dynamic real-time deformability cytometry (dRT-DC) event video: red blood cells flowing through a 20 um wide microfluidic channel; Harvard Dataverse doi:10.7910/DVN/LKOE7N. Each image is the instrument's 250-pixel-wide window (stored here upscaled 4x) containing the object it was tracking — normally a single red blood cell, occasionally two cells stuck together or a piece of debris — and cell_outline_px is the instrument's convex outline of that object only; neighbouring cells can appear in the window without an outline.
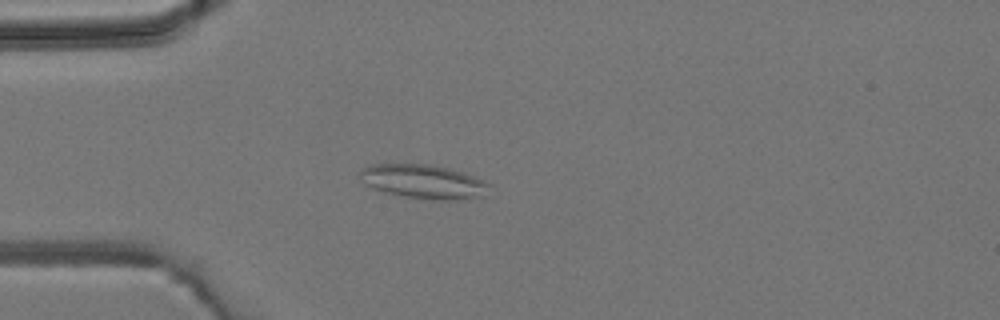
{"species": "common noctule bat (a hibernating species)", "species_latin": "Nyctalus noctula", "temperature_condition": "room temperature", "stored_images_in_passage": 4, "camera_frame_rate_fps": 3000, "um_per_image_px": 0.085, "animal": {"sex": "male", "body_mass_g": 19.2, "forearm_length_mm": 51.8}, "frame": {"image": 1, "passage_image": 3, "time_ms": 2.333, "image_size_px": [1000, 320], "cell_outline_px": [[488, 184], [484, 196], [460, 200], [432, 200], [400, 196], [372, 188], [364, 184], [360, 172], [364, 168], [372, 164], [428, 164], [448, 168], [472, 176]], "centroid_in_image_um": [35.96, 15.45], "position_along_channel_um": 49.0, "area_um2": 25.32}}